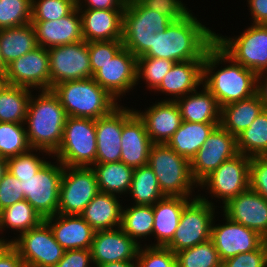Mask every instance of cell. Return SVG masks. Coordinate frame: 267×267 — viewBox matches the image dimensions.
<instances>
[{"instance_id":"obj_8","label":"cell","mask_w":267,"mask_h":267,"mask_svg":"<svg viewBox=\"0 0 267 267\" xmlns=\"http://www.w3.org/2000/svg\"><path fill=\"white\" fill-rule=\"evenodd\" d=\"M215 35V43L235 62L257 75V84L267 71V25L253 24L238 38Z\"/></svg>"},{"instance_id":"obj_41","label":"cell","mask_w":267,"mask_h":267,"mask_svg":"<svg viewBox=\"0 0 267 267\" xmlns=\"http://www.w3.org/2000/svg\"><path fill=\"white\" fill-rule=\"evenodd\" d=\"M31 149L22 123L0 122V157L11 158Z\"/></svg>"},{"instance_id":"obj_13","label":"cell","mask_w":267,"mask_h":267,"mask_svg":"<svg viewBox=\"0 0 267 267\" xmlns=\"http://www.w3.org/2000/svg\"><path fill=\"white\" fill-rule=\"evenodd\" d=\"M48 52L50 89L61 82L93 77L85 40L51 47Z\"/></svg>"},{"instance_id":"obj_30","label":"cell","mask_w":267,"mask_h":267,"mask_svg":"<svg viewBox=\"0 0 267 267\" xmlns=\"http://www.w3.org/2000/svg\"><path fill=\"white\" fill-rule=\"evenodd\" d=\"M203 92H191L184 98L174 99L177 103L182 121L197 123H220L221 108L216 98L203 86ZM193 93V95H192Z\"/></svg>"},{"instance_id":"obj_40","label":"cell","mask_w":267,"mask_h":267,"mask_svg":"<svg viewBox=\"0 0 267 267\" xmlns=\"http://www.w3.org/2000/svg\"><path fill=\"white\" fill-rule=\"evenodd\" d=\"M175 254L177 267H222V261L211 239Z\"/></svg>"},{"instance_id":"obj_11","label":"cell","mask_w":267,"mask_h":267,"mask_svg":"<svg viewBox=\"0 0 267 267\" xmlns=\"http://www.w3.org/2000/svg\"><path fill=\"white\" fill-rule=\"evenodd\" d=\"M8 243L18 251L25 267H55L65 253L45 220Z\"/></svg>"},{"instance_id":"obj_12","label":"cell","mask_w":267,"mask_h":267,"mask_svg":"<svg viewBox=\"0 0 267 267\" xmlns=\"http://www.w3.org/2000/svg\"><path fill=\"white\" fill-rule=\"evenodd\" d=\"M98 193V183L92 166H64L57 214L80 215Z\"/></svg>"},{"instance_id":"obj_52","label":"cell","mask_w":267,"mask_h":267,"mask_svg":"<svg viewBox=\"0 0 267 267\" xmlns=\"http://www.w3.org/2000/svg\"><path fill=\"white\" fill-rule=\"evenodd\" d=\"M92 261L90 249L65 250L55 267H89Z\"/></svg>"},{"instance_id":"obj_37","label":"cell","mask_w":267,"mask_h":267,"mask_svg":"<svg viewBox=\"0 0 267 267\" xmlns=\"http://www.w3.org/2000/svg\"><path fill=\"white\" fill-rule=\"evenodd\" d=\"M129 191L136 205H154L165 197L149 164L134 169Z\"/></svg>"},{"instance_id":"obj_48","label":"cell","mask_w":267,"mask_h":267,"mask_svg":"<svg viewBox=\"0 0 267 267\" xmlns=\"http://www.w3.org/2000/svg\"><path fill=\"white\" fill-rule=\"evenodd\" d=\"M145 8L176 21L185 17L189 11L179 0H138Z\"/></svg>"},{"instance_id":"obj_55","label":"cell","mask_w":267,"mask_h":267,"mask_svg":"<svg viewBox=\"0 0 267 267\" xmlns=\"http://www.w3.org/2000/svg\"><path fill=\"white\" fill-rule=\"evenodd\" d=\"M88 7L86 9L97 10H124L126 0H85Z\"/></svg>"},{"instance_id":"obj_49","label":"cell","mask_w":267,"mask_h":267,"mask_svg":"<svg viewBox=\"0 0 267 267\" xmlns=\"http://www.w3.org/2000/svg\"><path fill=\"white\" fill-rule=\"evenodd\" d=\"M250 188L267 200V156L251 157Z\"/></svg>"},{"instance_id":"obj_31","label":"cell","mask_w":267,"mask_h":267,"mask_svg":"<svg viewBox=\"0 0 267 267\" xmlns=\"http://www.w3.org/2000/svg\"><path fill=\"white\" fill-rule=\"evenodd\" d=\"M265 109L258 94L221 107L220 125L230 134L237 136L247 129Z\"/></svg>"},{"instance_id":"obj_60","label":"cell","mask_w":267,"mask_h":267,"mask_svg":"<svg viewBox=\"0 0 267 267\" xmlns=\"http://www.w3.org/2000/svg\"><path fill=\"white\" fill-rule=\"evenodd\" d=\"M6 66L5 64L3 63V60L1 58V51H0V72H6Z\"/></svg>"},{"instance_id":"obj_21","label":"cell","mask_w":267,"mask_h":267,"mask_svg":"<svg viewBox=\"0 0 267 267\" xmlns=\"http://www.w3.org/2000/svg\"><path fill=\"white\" fill-rule=\"evenodd\" d=\"M225 216L267 237V200L250 187L224 206Z\"/></svg>"},{"instance_id":"obj_18","label":"cell","mask_w":267,"mask_h":267,"mask_svg":"<svg viewBox=\"0 0 267 267\" xmlns=\"http://www.w3.org/2000/svg\"><path fill=\"white\" fill-rule=\"evenodd\" d=\"M225 220V225L211 227V240L222 262L240 253L257 250L264 243V237L255 230L226 216Z\"/></svg>"},{"instance_id":"obj_23","label":"cell","mask_w":267,"mask_h":267,"mask_svg":"<svg viewBox=\"0 0 267 267\" xmlns=\"http://www.w3.org/2000/svg\"><path fill=\"white\" fill-rule=\"evenodd\" d=\"M152 144L144 121L135 112L122 127L120 161L133 169L147 165Z\"/></svg>"},{"instance_id":"obj_54","label":"cell","mask_w":267,"mask_h":267,"mask_svg":"<svg viewBox=\"0 0 267 267\" xmlns=\"http://www.w3.org/2000/svg\"><path fill=\"white\" fill-rule=\"evenodd\" d=\"M253 24L267 25V0H248Z\"/></svg>"},{"instance_id":"obj_22","label":"cell","mask_w":267,"mask_h":267,"mask_svg":"<svg viewBox=\"0 0 267 267\" xmlns=\"http://www.w3.org/2000/svg\"><path fill=\"white\" fill-rule=\"evenodd\" d=\"M81 4H77V7L69 15L58 20L31 21L35 29L38 46L48 47L49 49L84 40L82 35V17L78 14L82 10Z\"/></svg>"},{"instance_id":"obj_57","label":"cell","mask_w":267,"mask_h":267,"mask_svg":"<svg viewBox=\"0 0 267 267\" xmlns=\"http://www.w3.org/2000/svg\"><path fill=\"white\" fill-rule=\"evenodd\" d=\"M96 267H138V264L135 261L134 265L133 260H128V261H119V262L97 265Z\"/></svg>"},{"instance_id":"obj_14","label":"cell","mask_w":267,"mask_h":267,"mask_svg":"<svg viewBox=\"0 0 267 267\" xmlns=\"http://www.w3.org/2000/svg\"><path fill=\"white\" fill-rule=\"evenodd\" d=\"M238 153L236 136L221 125L216 126L190 161L191 174L196 184L199 185L223 162Z\"/></svg>"},{"instance_id":"obj_43","label":"cell","mask_w":267,"mask_h":267,"mask_svg":"<svg viewBox=\"0 0 267 267\" xmlns=\"http://www.w3.org/2000/svg\"><path fill=\"white\" fill-rule=\"evenodd\" d=\"M77 7L74 0H32L31 21H55Z\"/></svg>"},{"instance_id":"obj_3","label":"cell","mask_w":267,"mask_h":267,"mask_svg":"<svg viewBox=\"0 0 267 267\" xmlns=\"http://www.w3.org/2000/svg\"><path fill=\"white\" fill-rule=\"evenodd\" d=\"M38 96L35 100L31 97L29 101L25 118L28 123L27 140L31 149L54 154L61 144L68 116L52 89L42 90Z\"/></svg>"},{"instance_id":"obj_53","label":"cell","mask_w":267,"mask_h":267,"mask_svg":"<svg viewBox=\"0 0 267 267\" xmlns=\"http://www.w3.org/2000/svg\"><path fill=\"white\" fill-rule=\"evenodd\" d=\"M0 267H25L18 251L10 243L0 251Z\"/></svg>"},{"instance_id":"obj_61","label":"cell","mask_w":267,"mask_h":267,"mask_svg":"<svg viewBox=\"0 0 267 267\" xmlns=\"http://www.w3.org/2000/svg\"><path fill=\"white\" fill-rule=\"evenodd\" d=\"M8 244L7 241H5L4 239L2 240V238H0V251Z\"/></svg>"},{"instance_id":"obj_29","label":"cell","mask_w":267,"mask_h":267,"mask_svg":"<svg viewBox=\"0 0 267 267\" xmlns=\"http://www.w3.org/2000/svg\"><path fill=\"white\" fill-rule=\"evenodd\" d=\"M114 194L99 192L80 216L95 230H112L121 225L122 205ZM122 208V209H121Z\"/></svg>"},{"instance_id":"obj_6","label":"cell","mask_w":267,"mask_h":267,"mask_svg":"<svg viewBox=\"0 0 267 267\" xmlns=\"http://www.w3.org/2000/svg\"><path fill=\"white\" fill-rule=\"evenodd\" d=\"M149 166L158 180L164 196L188 197L194 181L190 161L179 155L166 143L152 144L149 151Z\"/></svg>"},{"instance_id":"obj_24","label":"cell","mask_w":267,"mask_h":267,"mask_svg":"<svg viewBox=\"0 0 267 267\" xmlns=\"http://www.w3.org/2000/svg\"><path fill=\"white\" fill-rule=\"evenodd\" d=\"M144 121L153 144L167 143L182 123L180 109L174 100L154 104L146 112H137Z\"/></svg>"},{"instance_id":"obj_62","label":"cell","mask_w":267,"mask_h":267,"mask_svg":"<svg viewBox=\"0 0 267 267\" xmlns=\"http://www.w3.org/2000/svg\"><path fill=\"white\" fill-rule=\"evenodd\" d=\"M264 244L266 245V248H267V237L264 238Z\"/></svg>"},{"instance_id":"obj_39","label":"cell","mask_w":267,"mask_h":267,"mask_svg":"<svg viewBox=\"0 0 267 267\" xmlns=\"http://www.w3.org/2000/svg\"><path fill=\"white\" fill-rule=\"evenodd\" d=\"M153 205H135L122 210L120 228L136 242V238L153 233Z\"/></svg>"},{"instance_id":"obj_50","label":"cell","mask_w":267,"mask_h":267,"mask_svg":"<svg viewBox=\"0 0 267 267\" xmlns=\"http://www.w3.org/2000/svg\"><path fill=\"white\" fill-rule=\"evenodd\" d=\"M222 267H267L266 245L263 243L257 250L226 259Z\"/></svg>"},{"instance_id":"obj_5","label":"cell","mask_w":267,"mask_h":267,"mask_svg":"<svg viewBox=\"0 0 267 267\" xmlns=\"http://www.w3.org/2000/svg\"><path fill=\"white\" fill-rule=\"evenodd\" d=\"M172 21L152 9L145 8L138 0H126L123 12L122 42L136 58L151 49L155 33L164 32Z\"/></svg>"},{"instance_id":"obj_15","label":"cell","mask_w":267,"mask_h":267,"mask_svg":"<svg viewBox=\"0 0 267 267\" xmlns=\"http://www.w3.org/2000/svg\"><path fill=\"white\" fill-rule=\"evenodd\" d=\"M251 157L238 153L223 162L199 185L210 188L211 193L223 200L224 205L250 187Z\"/></svg>"},{"instance_id":"obj_56","label":"cell","mask_w":267,"mask_h":267,"mask_svg":"<svg viewBox=\"0 0 267 267\" xmlns=\"http://www.w3.org/2000/svg\"><path fill=\"white\" fill-rule=\"evenodd\" d=\"M265 79V82L261 81L263 82V84L261 82L259 83L260 85L257 84L256 93L260 97V100L262 101L265 109H267V78L265 77Z\"/></svg>"},{"instance_id":"obj_63","label":"cell","mask_w":267,"mask_h":267,"mask_svg":"<svg viewBox=\"0 0 267 267\" xmlns=\"http://www.w3.org/2000/svg\"><path fill=\"white\" fill-rule=\"evenodd\" d=\"M75 2H77V4H80V0H74Z\"/></svg>"},{"instance_id":"obj_7","label":"cell","mask_w":267,"mask_h":267,"mask_svg":"<svg viewBox=\"0 0 267 267\" xmlns=\"http://www.w3.org/2000/svg\"><path fill=\"white\" fill-rule=\"evenodd\" d=\"M96 153L95 120L67 117L61 144L54 153L58 161L71 167L94 166Z\"/></svg>"},{"instance_id":"obj_47","label":"cell","mask_w":267,"mask_h":267,"mask_svg":"<svg viewBox=\"0 0 267 267\" xmlns=\"http://www.w3.org/2000/svg\"><path fill=\"white\" fill-rule=\"evenodd\" d=\"M122 47V40L88 42L92 75H94L101 68V65L112 60L115 54Z\"/></svg>"},{"instance_id":"obj_1","label":"cell","mask_w":267,"mask_h":267,"mask_svg":"<svg viewBox=\"0 0 267 267\" xmlns=\"http://www.w3.org/2000/svg\"><path fill=\"white\" fill-rule=\"evenodd\" d=\"M216 33L202 25L192 13L172 21L161 33H155L151 49L144 57L184 61H204V56L215 43Z\"/></svg>"},{"instance_id":"obj_32","label":"cell","mask_w":267,"mask_h":267,"mask_svg":"<svg viewBox=\"0 0 267 267\" xmlns=\"http://www.w3.org/2000/svg\"><path fill=\"white\" fill-rule=\"evenodd\" d=\"M220 123H197L182 121L180 127L166 143L189 161L207 140L212 130Z\"/></svg>"},{"instance_id":"obj_28","label":"cell","mask_w":267,"mask_h":267,"mask_svg":"<svg viewBox=\"0 0 267 267\" xmlns=\"http://www.w3.org/2000/svg\"><path fill=\"white\" fill-rule=\"evenodd\" d=\"M188 202L187 197L165 196L153 205V234L157 238V244L153 246L165 247L172 240L184 206Z\"/></svg>"},{"instance_id":"obj_34","label":"cell","mask_w":267,"mask_h":267,"mask_svg":"<svg viewBox=\"0 0 267 267\" xmlns=\"http://www.w3.org/2000/svg\"><path fill=\"white\" fill-rule=\"evenodd\" d=\"M95 172L99 192L114 194L130 190L134 169L123 163H95Z\"/></svg>"},{"instance_id":"obj_9","label":"cell","mask_w":267,"mask_h":267,"mask_svg":"<svg viewBox=\"0 0 267 267\" xmlns=\"http://www.w3.org/2000/svg\"><path fill=\"white\" fill-rule=\"evenodd\" d=\"M191 201L184 206L177 230L165 246L174 253L211 239L213 205L205 197L200 196Z\"/></svg>"},{"instance_id":"obj_19","label":"cell","mask_w":267,"mask_h":267,"mask_svg":"<svg viewBox=\"0 0 267 267\" xmlns=\"http://www.w3.org/2000/svg\"><path fill=\"white\" fill-rule=\"evenodd\" d=\"M135 113L117 106L108 115L95 120L96 163L119 162L123 124Z\"/></svg>"},{"instance_id":"obj_45","label":"cell","mask_w":267,"mask_h":267,"mask_svg":"<svg viewBox=\"0 0 267 267\" xmlns=\"http://www.w3.org/2000/svg\"><path fill=\"white\" fill-rule=\"evenodd\" d=\"M136 261L138 267H177L176 254L162 246L139 248Z\"/></svg>"},{"instance_id":"obj_38","label":"cell","mask_w":267,"mask_h":267,"mask_svg":"<svg viewBox=\"0 0 267 267\" xmlns=\"http://www.w3.org/2000/svg\"><path fill=\"white\" fill-rule=\"evenodd\" d=\"M44 219L24 199L0 211V230L7 227L26 232L38 226Z\"/></svg>"},{"instance_id":"obj_44","label":"cell","mask_w":267,"mask_h":267,"mask_svg":"<svg viewBox=\"0 0 267 267\" xmlns=\"http://www.w3.org/2000/svg\"><path fill=\"white\" fill-rule=\"evenodd\" d=\"M174 63L172 60L140 56L137 58V81L144 76L148 87L156 89Z\"/></svg>"},{"instance_id":"obj_26","label":"cell","mask_w":267,"mask_h":267,"mask_svg":"<svg viewBox=\"0 0 267 267\" xmlns=\"http://www.w3.org/2000/svg\"><path fill=\"white\" fill-rule=\"evenodd\" d=\"M124 10L85 9L81 13L82 35L91 41L121 40Z\"/></svg>"},{"instance_id":"obj_25","label":"cell","mask_w":267,"mask_h":267,"mask_svg":"<svg viewBox=\"0 0 267 267\" xmlns=\"http://www.w3.org/2000/svg\"><path fill=\"white\" fill-rule=\"evenodd\" d=\"M44 220L64 250L90 249L95 230L80 215L55 214ZM53 220L56 223L52 224Z\"/></svg>"},{"instance_id":"obj_35","label":"cell","mask_w":267,"mask_h":267,"mask_svg":"<svg viewBox=\"0 0 267 267\" xmlns=\"http://www.w3.org/2000/svg\"><path fill=\"white\" fill-rule=\"evenodd\" d=\"M25 87L11 84L5 85L0 91V122L23 123L28 112L32 96Z\"/></svg>"},{"instance_id":"obj_4","label":"cell","mask_w":267,"mask_h":267,"mask_svg":"<svg viewBox=\"0 0 267 267\" xmlns=\"http://www.w3.org/2000/svg\"><path fill=\"white\" fill-rule=\"evenodd\" d=\"M68 117L98 119L118 105L94 79L61 82L52 88Z\"/></svg>"},{"instance_id":"obj_42","label":"cell","mask_w":267,"mask_h":267,"mask_svg":"<svg viewBox=\"0 0 267 267\" xmlns=\"http://www.w3.org/2000/svg\"><path fill=\"white\" fill-rule=\"evenodd\" d=\"M32 0H0V29L31 23Z\"/></svg>"},{"instance_id":"obj_33","label":"cell","mask_w":267,"mask_h":267,"mask_svg":"<svg viewBox=\"0 0 267 267\" xmlns=\"http://www.w3.org/2000/svg\"><path fill=\"white\" fill-rule=\"evenodd\" d=\"M37 46L35 29L32 23L0 29L1 58L6 67Z\"/></svg>"},{"instance_id":"obj_16","label":"cell","mask_w":267,"mask_h":267,"mask_svg":"<svg viewBox=\"0 0 267 267\" xmlns=\"http://www.w3.org/2000/svg\"><path fill=\"white\" fill-rule=\"evenodd\" d=\"M6 81L28 89L50 90L48 48L37 46L10 63L6 68Z\"/></svg>"},{"instance_id":"obj_51","label":"cell","mask_w":267,"mask_h":267,"mask_svg":"<svg viewBox=\"0 0 267 267\" xmlns=\"http://www.w3.org/2000/svg\"><path fill=\"white\" fill-rule=\"evenodd\" d=\"M20 184L21 182L7 171L0 182V211L25 199Z\"/></svg>"},{"instance_id":"obj_58","label":"cell","mask_w":267,"mask_h":267,"mask_svg":"<svg viewBox=\"0 0 267 267\" xmlns=\"http://www.w3.org/2000/svg\"><path fill=\"white\" fill-rule=\"evenodd\" d=\"M7 173V159L0 157V182Z\"/></svg>"},{"instance_id":"obj_59","label":"cell","mask_w":267,"mask_h":267,"mask_svg":"<svg viewBox=\"0 0 267 267\" xmlns=\"http://www.w3.org/2000/svg\"><path fill=\"white\" fill-rule=\"evenodd\" d=\"M7 85L6 72H0V91Z\"/></svg>"},{"instance_id":"obj_17","label":"cell","mask_w":267,"mask_h":267,"mask_svg":"<svg viewBox=\"0 0 267 267\" xmlns=\"http://www.w3.org/2000/svg\"><path fill=\"white\" fill-rule=\"evenodd\" d=\"M137 58L124 46L112 60L101 65L93 79L116 101L137 83Z\"/></svg>"},{"instance_id":"obj_2","label":"cell","mask_w":267,"mask_h":267,"mask_svg":"<svg viewBox=\"0 0 267 267\" xmlns=\"http://www.w3.org/2000/svg\"><path fill=\"white\" fill-rule=\"evenodd\" d=\"M222 60L232 64L212 74L213 67ZM203 81V86L216 98L220 108L253 96L257 89V75L231 59L216 43L204 56Z\"/></svg>"},{"instance_id":"obj_36","label":"cell","mask_w":267,"mask_h":267,"mask_svg":"<svg viewBox=\"0 0 267 267\" xmlns=\"http://www.w3.org/2000/svg\"><path fill=\"white\" fill-rule=\"evenodd\" d=\"M238 152L250 157L267 156V109L236 136ZM250 153V154H249Z\"/></svg>"},{"instance_id":"obj_10","label":"cell","mask_w":267,"mask_h":267,"mask_svg":"<svg viewBox=\"0 0 267 267\" xmlns=\"http://www.w3.org/2000/svg\"><path fill=\"white\" fill-rule=\"evenodd\" d=\"M47 162L35 176L17 178L25 200L43 218L57 214L64 165Z\"/></svg>"},{"instance_id":"obj_46","label":"cell","mask_w":267,"mask_h":267,"mask_svg":"<svg viewBox=\"0 0 267 267\" xmlns=\"http://www.w3.org/2000/svg\"><path fill=\"white\" fill-rule=\"evenodd\" d=\"M28 151L7 159V171L16 178L35 176L36 173L47 163L35 154Z\"/></svg>"},{"instance_id":"obj_27","label":"cell","mask_w":267,"mask_h":267,"mask_svg":"<svg viewBox=\"0 0 267 267\" xmlns=\"http://www.w3.org/2000/svg\"><path fill=\"white\" fill-rule=\"evenodd\" d=\"M202 82L203 61L177 62L164 76L156 90L182 98L195 91L197 86L203 84Z\"/></svg>"},{"instance_id":"obj_20","label":"cell","mask_w":267,"mask_h":267,"mask_svg":"<svg viewBox=\"0 0 267 267\" xmlns=\"http://www.w3.org/2000/svg\"><path fill=\"white\" fill-rule=\"evenodd\" d=\"M139 242L129 237L120 227L118 230L95 231L90 247L94 265L136 260Z\"/></svg>"}]
</instances>
